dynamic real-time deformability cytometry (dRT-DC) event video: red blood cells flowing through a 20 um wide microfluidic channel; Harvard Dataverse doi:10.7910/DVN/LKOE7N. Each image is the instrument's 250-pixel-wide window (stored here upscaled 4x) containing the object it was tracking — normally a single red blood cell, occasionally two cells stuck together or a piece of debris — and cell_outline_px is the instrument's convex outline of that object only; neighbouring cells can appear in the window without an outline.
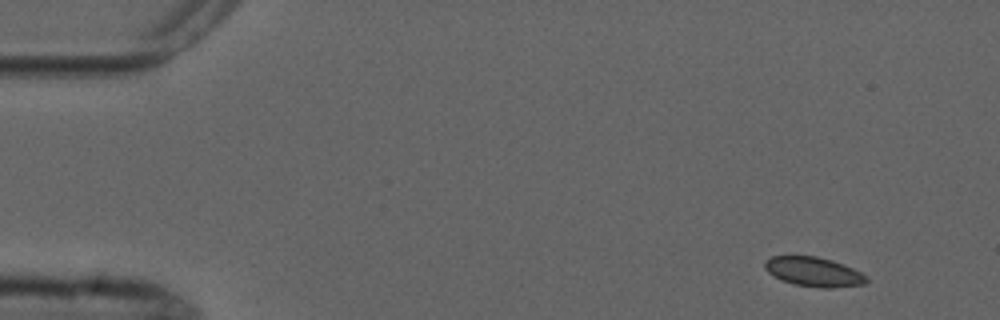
{"species": "common noctule bat (a hibernating species)", "species_latin": "Nyctalus noctula", "temperature_condition": "cold", "stored_images_in_passage": 9, "camera_frame_rate_fps": 3000, "um_per_image_px": 0.085, "animal": {"sex": "male", "forearm_length_mm": 52.5}, "frame": {"image": 1, "passage_image": 1, "time_ms": 0.0, "image_size_px": [1000, 320], "cell_outline_px": [[868, 280], [864, 284], [832, 288], [820, 288], [792, 284], [768, 272], [764, 268], [764, 260], [772, 256], [816, 256], [832, 260], [844, 264], [868, 276]], "centroid_in_image_um": [69.18, 23.1], "position_along_channel_um": 15.8, "area_um2": 17.46}}
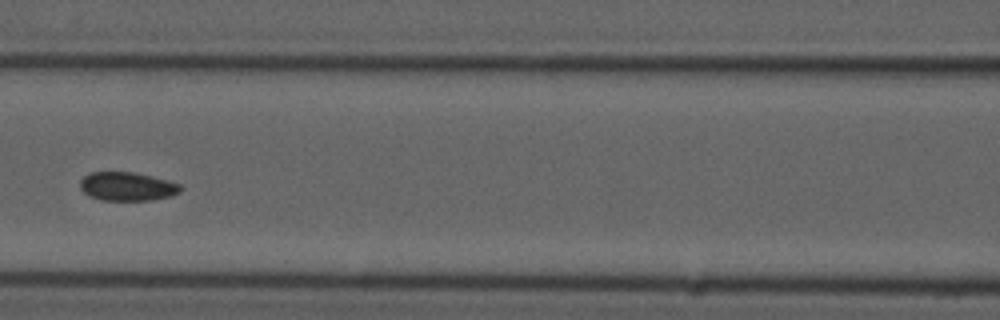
{"frame": {"image": 2, "passage_image": 6, "time_ms": 6.667, "image_size_px": [1000, 320], "cell_outline_px": [[184, 188], [180, 192], [172, 196], [152, 200], [100, 200], [88, 196], [80, 188], [80, 180], [84, 176], [92, 172], [132, 172], [152, 176], [168, 180], [180, 184]], "centroid_in_image_um": [10.83, 15.85], "position_along_channel_um": 155.8, "area_um2": 16.94}}
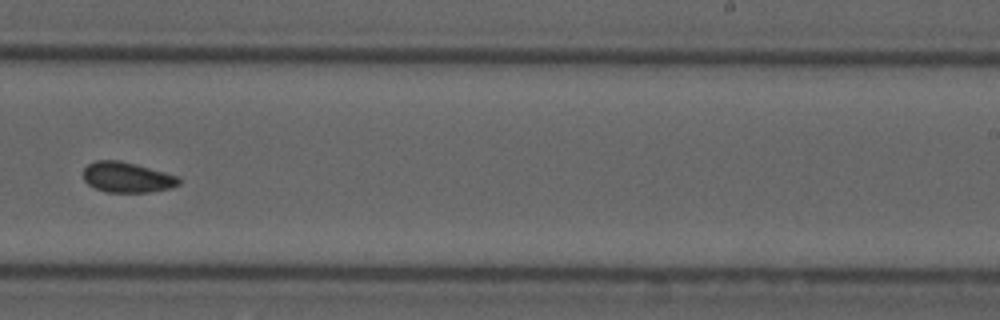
{"frame": {"image": 3, "passage_image": 9, "time_ms": 10.0, "image_size_px": [1000, 320], "cell_outline_px": [[180, 184], [172, 188], [148, 192], [108, 192], [96, 188], [88, 184], [84, 180], [84, 168], [88, 164], [96, 160], [120, 160], [136, 164], [164, 172], [176, 176], [180, 180]], "centroid_in_image_um": [10.8, 15.07], "position_along_channel_um": 278.2, "area_um2": 16.82}}